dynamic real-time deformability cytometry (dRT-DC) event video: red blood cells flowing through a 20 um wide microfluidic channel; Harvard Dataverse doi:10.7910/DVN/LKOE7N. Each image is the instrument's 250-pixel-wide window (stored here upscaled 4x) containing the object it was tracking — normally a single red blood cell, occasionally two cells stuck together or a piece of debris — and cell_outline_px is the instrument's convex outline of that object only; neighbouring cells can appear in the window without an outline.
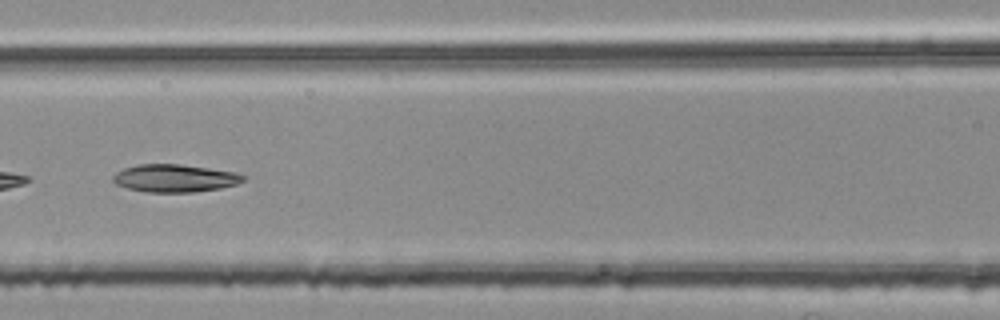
{"species": "common noctule bat (a hibernating species)", "species_latin": "Nyctalus noctula", "temperature_condition": "room temperature", "stored_images_in_passage": 7, "camera_frame_rate_fps": 3000, "um_per_image_px": 0.085, "animal": {"sex": "female", "body_mass_g": 25.1}, "frame": {"image": 1, "passage_image": 7, "time_ms": 2.0, "image_size_px": [1000, 320], "cell_outline_px": [[244, 180], [236, 184], [220, 188], [196, 192], [148, 192], [128, 188], [116, 184], [112, 180], [112, 176], [116, 172], [124, 168], [136, 164], [180, 164], [208, 168], [232, 172], [244, 176]], "centroid_in_image_um": [14.8, 15.15], "position_along_channel_um": 151.8, "area_um2": 20.87}}